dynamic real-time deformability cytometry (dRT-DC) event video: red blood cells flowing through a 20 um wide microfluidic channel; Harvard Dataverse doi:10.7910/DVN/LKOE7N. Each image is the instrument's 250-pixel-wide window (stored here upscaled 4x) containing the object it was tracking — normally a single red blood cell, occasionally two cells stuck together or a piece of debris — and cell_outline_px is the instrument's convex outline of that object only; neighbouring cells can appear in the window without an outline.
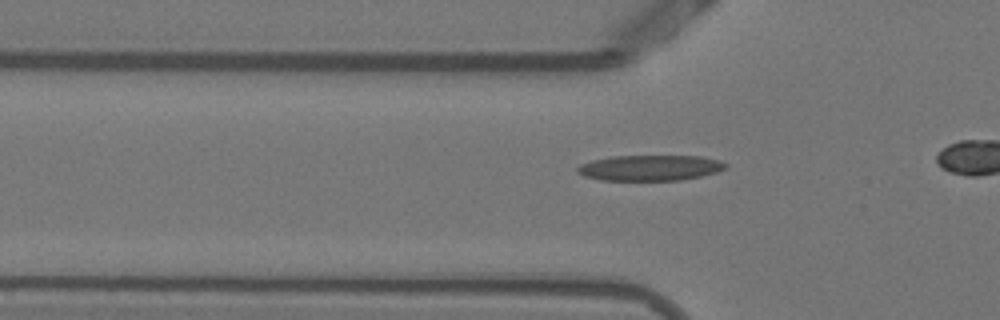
{"species": "Egyptian fruit bat (a non-hibernating species)", "species_latin": "Rousettus aegyptiacus", "temperature_condition": "warm", "stored_images_in_passage": 14, "camera_frame_rate_fps": 3000, "um_per_image_px": 0.085, "animal": {"sex": "female"}, "frame": {"image": 1, "passage_image": 8, "time_ms": 2.333, "image_size_px": [1000, 320], "cell_outline_px": [[728, 168], [716, 172], [700, 176], [680, 180], [600, 180], [584, 176], [576, 172], [576, 168], [580, 164], [592, 160], [612, 156], [700, 156], [720, 160], [728, 164]], "centroid_in_image_um": [55.25, 14.26], "position_along_channel_um": 70.5, "area_um2": 22.2}}
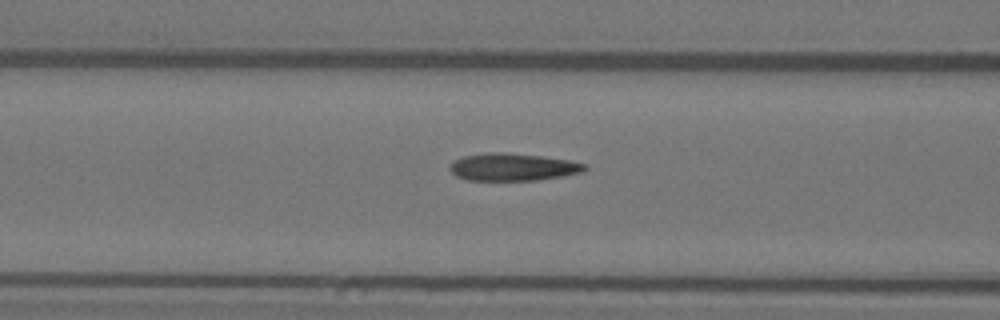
{"frame": {"image": 2, "passage_image": 12, "time_ms": 3.667, "image_size_px": [1000, 320], "cell_outline_px": [[588, 168], [584, 172], [564, 176], [536, 180], [468, 180], [456, 176], [452, 172], [452, 164], [456, 160], [464, 156], [488, 152], [504, 152], [540, 156], [572, 160], [588, 164]], "centroid_in_image_um": [43.69, 14.19], "position_along_channel_um": 122.9, "area_um2": 21.56}}